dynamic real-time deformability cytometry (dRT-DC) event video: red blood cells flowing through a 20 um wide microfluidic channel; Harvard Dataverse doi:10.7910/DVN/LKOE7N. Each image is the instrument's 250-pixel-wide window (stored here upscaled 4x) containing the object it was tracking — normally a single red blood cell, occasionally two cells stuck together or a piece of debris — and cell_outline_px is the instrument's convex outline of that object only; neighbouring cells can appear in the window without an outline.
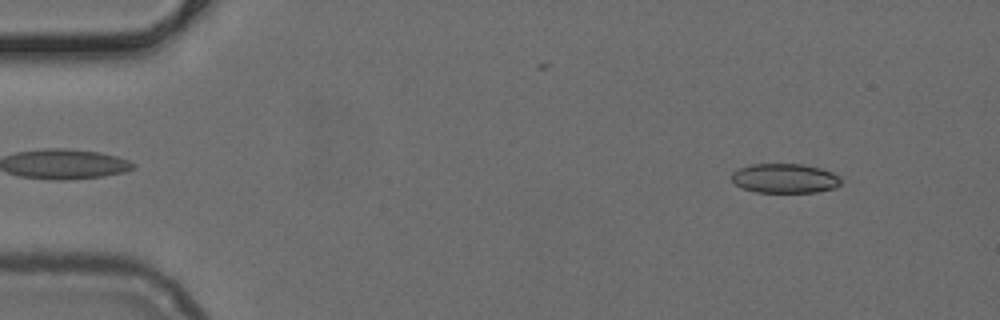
{"species": "common noctule bat (a hibernating species)", "species_latin": "Nyctalus noctula", "temperature_condition": "cold", "stored_images_in_passage": 49, "camera_frame_rate_fps": 3000, "um_per_image_px": 0.085, "animal": {"sex": "female", "body_mass_g": 24.6, "forearm_length_mm": 56.2}, "frame": {"image": 1, "passage_image": 4, "time_ms": 1.0, "image_size_px": [1000, 320], "cell_outline_px": [[844, 180], [836, 188], [816, 192], [756, 192], [744, 188], [736, 184], [732, 180], [732, 172], [740, 168], [752, 164], [800, 164], [820, 168], [832, 172], [840, 176]], "centroid_in_image_um": [66.76, 15.16], "position_along_channel_um": 18.2, "area_um2": 18.79}}
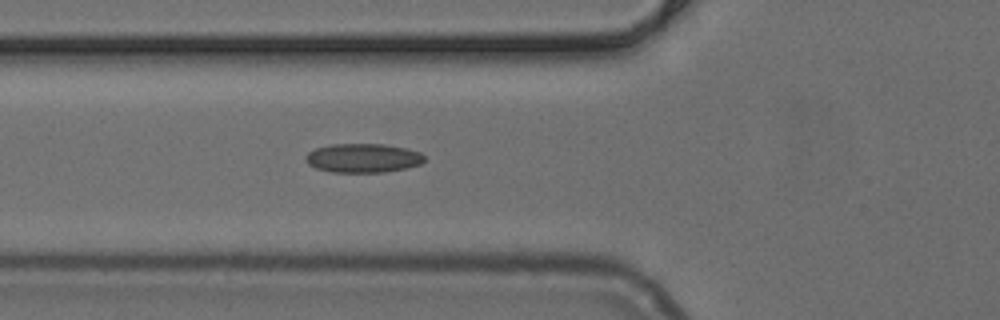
{"frame": {"image": 2, "passage_image": 17, "time_ms": 5.333, "image_size_px": [1000, 320], "cell_outline_px": [[424, 160], [420, 164], [404, 168], [384, 172], [332, 172], [316, 168], [308, 164], [304, 160], [304, 156], [308, 152], [316, 148], [332, 144], [384, 144], [404, 148], [420, 152], [424, 156]], "centroid_in_image_um": [30.81, 13.43], "position_along_channel_um": 95.0, "area_um2": 20.0}}
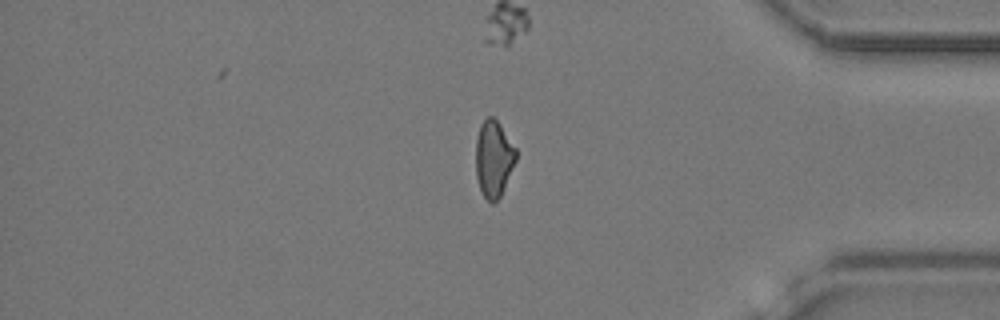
{"frame": {"image": 3, "passage_image": 41, "time_ms": 13.333, "image_size_px": [1000, 320], "cell_outline_px": [[516, 160], [500, 196], [492, 204], [484, 196], [480, 188], [476, 176], [476, 136], [480, 124], [488, 116], [492, 116], [500, 124], [516, 148]], "centroid_in_image_um": [41.95, 13.46], "position_along_channel_um": 393.3, "area_um2": 17.8}}